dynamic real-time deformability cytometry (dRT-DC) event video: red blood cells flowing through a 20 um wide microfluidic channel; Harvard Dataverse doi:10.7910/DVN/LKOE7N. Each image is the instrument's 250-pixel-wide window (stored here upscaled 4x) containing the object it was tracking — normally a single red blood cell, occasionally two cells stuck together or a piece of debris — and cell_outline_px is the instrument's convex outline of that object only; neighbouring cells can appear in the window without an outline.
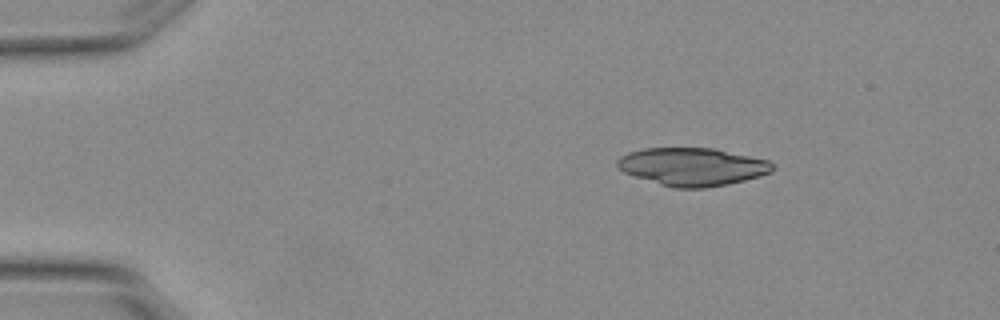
{"species": "Egyptian fruit bat (a non-hibernating species)", "species_latin": "Rousettus aegyptiacus", "temperature_condition": "warm", "stored_images_in_passage": 5, "segment_of_instrument_passage": [2, 2], "camera_frame_rate_fps": 3000, "um_per_image_px": 0.085, "animal": {"sex": "female"}, "frame": {"image": 1, "passage_image": 5, "time_ms": 1.333, "image_size_px": [1000, 320], "cell_outline_px": [[776, 168], [772, 172], [760, 176], [728, 184], [704, 188], [672, 188], [624, 172], [616, 168], [616, 160], [620, 156], [628, 152], [644, 148], [712, 148], [768, 160]], "centroid_in_image_um": [58.83, 14.17], "position_along_channel_um": 26.2, "area_um2": 34.28}}